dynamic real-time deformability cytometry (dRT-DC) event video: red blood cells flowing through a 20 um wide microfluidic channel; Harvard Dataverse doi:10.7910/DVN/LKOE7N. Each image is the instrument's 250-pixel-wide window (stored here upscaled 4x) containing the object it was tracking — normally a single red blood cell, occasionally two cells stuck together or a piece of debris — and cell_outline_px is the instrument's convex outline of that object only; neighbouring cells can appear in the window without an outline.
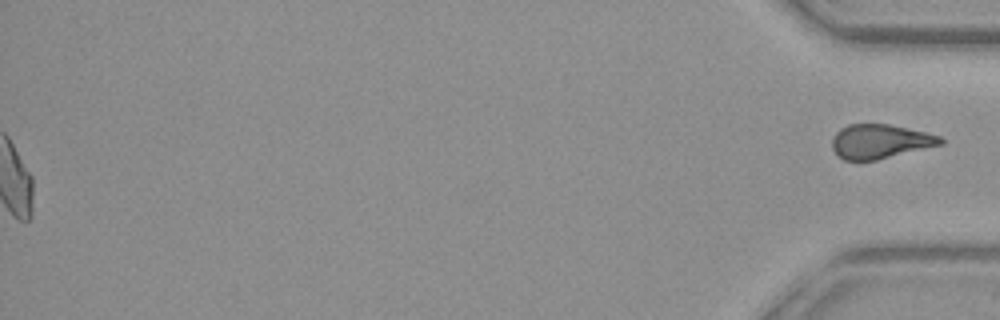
{"species": "common noctule bat (a hibernating species)", "species_latin": "Nyctalus noctula", "temperature_condition": "warm", "stored_images_in_passage": 43, "segment_of_instrument_passage": [2, 2], "camera_frame_rate_fps": 3000, "um_per_image_px": 0.085, "animal": {"sex": "female", "body_mass_g": 29.2, "forearm_length_mm": 56.3}, "frame": {"image": 1, "passage_image": 43, "time_ms": 14.0, "image_size_px": [1000, 320], "cell_outline_px": [[944, 144], [876, 160], [844, 160], [832, 148], [832, 140], [836, 132], [840, 128], [848, 124], [888, 124], [924, 132], [940, 136], [944, 140]], "centroid_in_image_um": [74.81, 12.02], "position_along_channel_um": 360.4, "area_um2": 21.44}}